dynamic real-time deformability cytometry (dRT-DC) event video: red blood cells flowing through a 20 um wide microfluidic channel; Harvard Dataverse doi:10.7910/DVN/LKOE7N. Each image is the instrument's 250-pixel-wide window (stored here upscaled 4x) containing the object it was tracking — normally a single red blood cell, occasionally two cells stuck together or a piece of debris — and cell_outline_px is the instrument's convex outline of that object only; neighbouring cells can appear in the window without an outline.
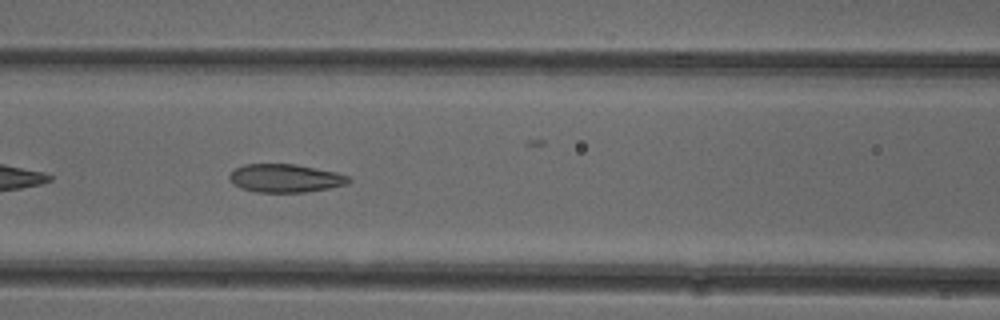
{"species": "common noctule bat (a hibernating species)", "species_latin": "Nyctalus noctula", "temperature_condition": "cold", "stored_images_in_passage": 34, "camera_frame_rate_fps": 3000, "um_per_image_px": 0.085, "animal": {"sex": "female"}, "frame": {"image": 1, "passage_image": 8, "time_ms": 2.333, "image_size_px": [1000, 320], "cell_outline_px": [[352, 180], [348, 184], [328, 188], [304, 192], [256, 192], [240, 188], [232, 184], [228, 176], [236, 168], [244, 164], [296, 164], [336, 172], [348, 176]], "centroid_in_image_um": [24.24, 15.15], "position_along_channel_um": 142.4, "area_um2": 19.65}}
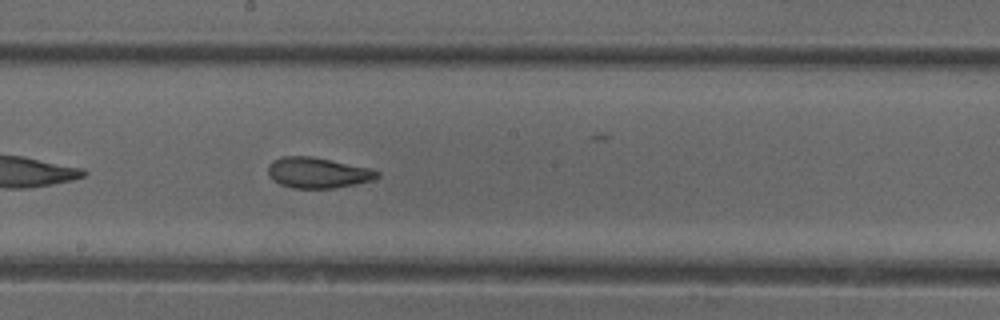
{"frame": {"image": 2, "passage_image": 14, "time_ms": 4.333, "image_size_px": [1000, 320], "cell_outline_px": [[380, 176], [372, 180], [356, 184], [332, 188], [292, 188], [280, 184], [272, 180], [268, 172], [268, 164], [272, 160], [280, 156], [312, 156], [368, 168], [380, 172]], "centroid_in_image_um": [26.96, 14.68], "position_along_channel_um": 221.2, "area_um2": 19.48}}
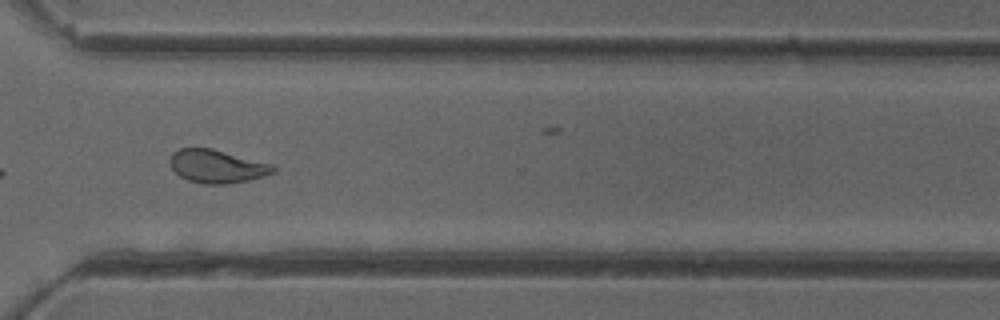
{"frame": {"image": 3, "passage_image": 24, "time_ms": 7.667, "image_size_px": [1000, 320], "cell_outline_px": [[276, 172], [264, 176], [248, 180], [224, 184], [204, 184], [188, 180], [180, 176], [172, 168], [168, 160], [172, 152], [180, 148], [212, 148], [272, 164], [276, 168]], "centroid_in_image_um": [18.43, 14.13], "position_along_channel_um": 352.2, "area_um2": 20.0}, "authors_computed_cell_mechanics": {"area_um2": 19.9699, "velocity_mm_per_s": 3.9406, "shape_relaxation_time_tau1_ms": null, "shape_relaxation_time_tau2_ms": 1.5488, "deformation_change_tau1": null, "deformation_change_tau2": 0.0774}}